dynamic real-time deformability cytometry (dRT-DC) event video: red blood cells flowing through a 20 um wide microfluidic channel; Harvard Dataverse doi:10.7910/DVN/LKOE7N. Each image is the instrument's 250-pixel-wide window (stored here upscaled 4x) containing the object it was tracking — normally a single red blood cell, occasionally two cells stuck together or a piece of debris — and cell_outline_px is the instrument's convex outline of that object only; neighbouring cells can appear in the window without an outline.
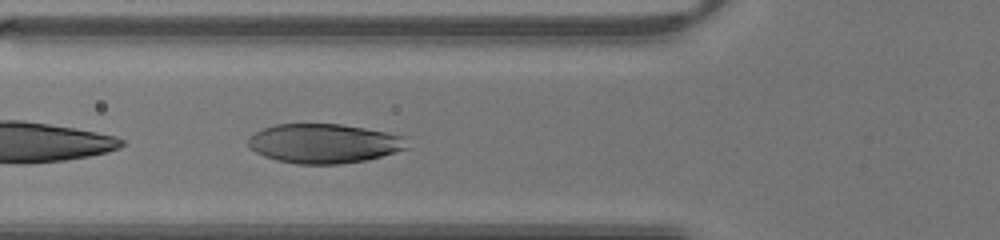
{"species": "human", "species_latin": "Homo sapiens", "temperature_condition": "warm", "stored_images_in_passage": 13, "camera_frame_rate_fps": 3000, "um_per_image_px": 0.085, "donor": {"sex": "male"}, "frame": {"image": 1, "passage_image": 4, "time_ms": 1.0, "image_size_px": [1000, 240], "cell_outline_px": [[412, 148], [364, 160], [340, 164], [296, 164], [276, 160], [264, 156], [256, 152], [248, 144], [248, 136], [264, 128], [276, 124], [340, 124], [364, 128], [408, 136]], "centroid_in_image_um": [27.61, 12.19], "position_along_channel_um": 98.2, "area_um2": 36.76}}
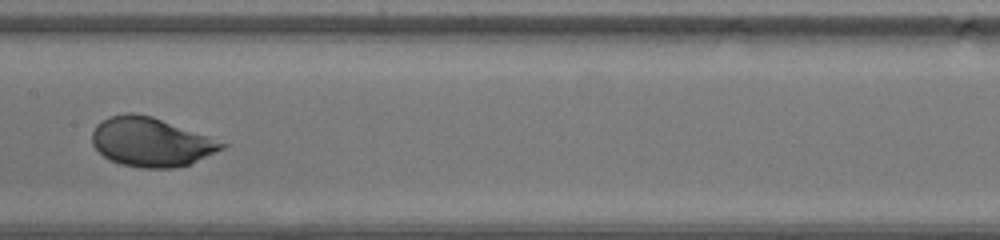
{"frame": {"image": 2, "passage_image": 10, "time_ms": 3.0, "image_size_px": [1000, 240], "cell_outline_px": [[228, 144], [224, 148], [188, 164], [172, 168], [140, 168], [120, 164], [104, 156], [92, 144], [92, 132], [96, 124], [108, 116], [128, 112], [132, 112], [152, 116]], "centroid_in_image_um": [12.78, 12.06], "position_along_channel_um": 194.6, "area_um2": 36.65}}